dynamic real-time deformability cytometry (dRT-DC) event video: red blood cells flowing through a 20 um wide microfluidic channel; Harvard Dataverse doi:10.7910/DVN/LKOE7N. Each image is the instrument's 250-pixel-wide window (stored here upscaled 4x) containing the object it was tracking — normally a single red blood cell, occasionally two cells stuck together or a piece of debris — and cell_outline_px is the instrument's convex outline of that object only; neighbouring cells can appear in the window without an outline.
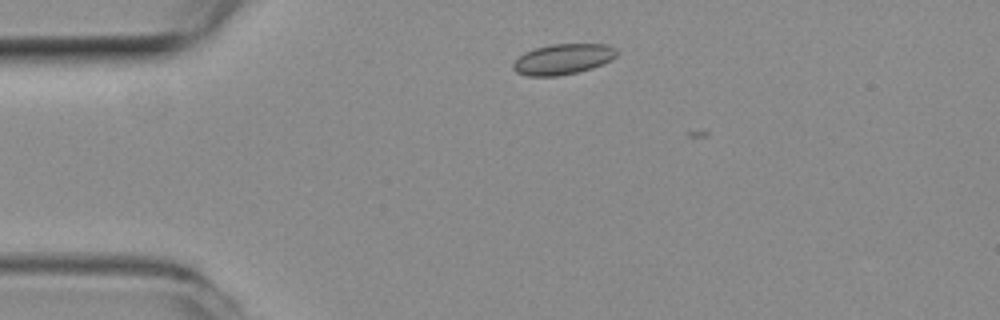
{"species": "common noctule bat (a hibernating species)", "species_latin": "Nyctalus noctula", "temperature_condition": "room temperature", "stored_images_in_passage": 8, "camera_frame_rate_fps": 3000, "um_per_image_px": 0.085, "animal": {"sex": "female", "body_mass_g": 19.3, "forearm_length_mm": 54.1}, "frame": {"image": 1, "passage_image": 3, "time_ms": 0.667, "image_size_px": [1000, 320], "cell_outline_px": [[616, 56], [612, 60], [604, 64], [592, 68], [576, 72], [556, 76], [528, 76], [516, 72], [512, 68], [512, 64], [524, 52], [536, 48], [552, 44], [608, 44], [616, 48]], "centroid_in_image_um": [47.86, 5.03], "position_along_channel_um": 37.1, "area_um2": 18.44}}